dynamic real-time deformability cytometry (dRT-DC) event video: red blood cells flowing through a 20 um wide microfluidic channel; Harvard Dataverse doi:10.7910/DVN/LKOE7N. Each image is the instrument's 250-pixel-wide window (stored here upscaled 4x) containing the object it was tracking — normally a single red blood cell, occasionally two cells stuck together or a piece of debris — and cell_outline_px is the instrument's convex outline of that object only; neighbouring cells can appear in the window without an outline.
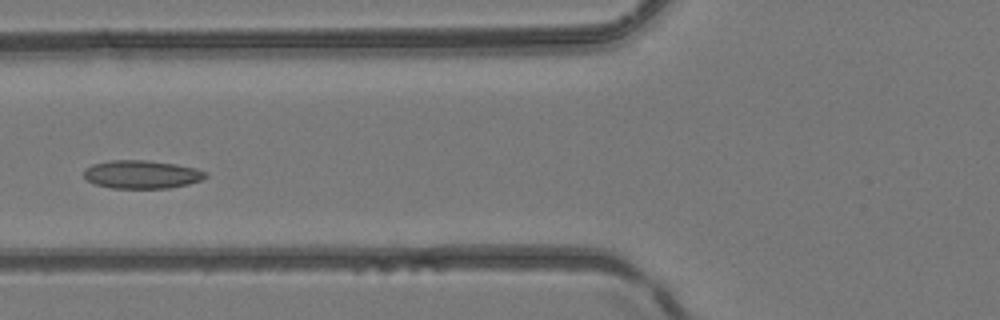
{"species": "common noctule bat (a hibernating species)", "species_latin": "Nyctalus noctula", "temperature_condition": "room temperature", "stored_images_in_passage": 4, "camera_frame_rate_fps": 3000, "um_per_image_px": 0.085, "animal": {"sex": "female", "body_mass_g": 24.6, "forearm_length_mm": 56.2}, "frame": {"image": 1, "passage_image": 4, "time_ms": 3.333, "image_size_px": [1000, 320], "cell_outline_px": [[208, 176], [200, 180], [188, 184], [168, 188], [112, 188], [96, 184], [88, 180], [84, 176], [84, 168], [92, 164], [108, 160], [148, 160], [176, 164], [196, 168], [208, 172]], "centroid_in_image_um": [12.06, 14.81], "position_along_channel_um": 113.7, "area_um2": 20.11}}